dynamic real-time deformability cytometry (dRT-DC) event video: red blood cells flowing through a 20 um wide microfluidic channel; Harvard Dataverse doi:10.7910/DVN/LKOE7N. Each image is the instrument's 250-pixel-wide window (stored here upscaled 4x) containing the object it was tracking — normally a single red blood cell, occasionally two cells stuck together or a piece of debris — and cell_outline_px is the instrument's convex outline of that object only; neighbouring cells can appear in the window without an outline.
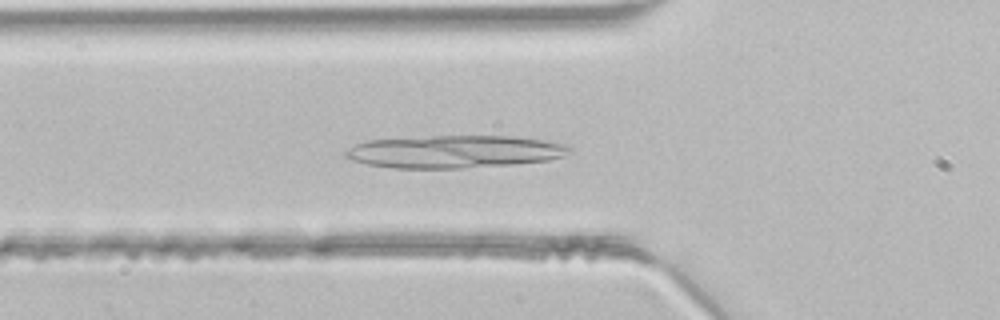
{"species": "common noctule bat (a hibernating species)", "species_latin": "Nyctalus noctula", "temperature_condition": "room temperature", "stored_images_in_passage": 45, "camera_frame_rate_fps": 3000, "um_per_image_px": 0.085, "animal": {"sex": "male", "body_mass_g": 21.5, "forearm_length_mm": 52.0}, "frame": {"image": 1, "passage_image": 15, "time_ms": 4.667, "image_size_px": [1000, 320], "cell_outline_px": [[572, 148], [564, 156], [548, 160], [508, 164], [460, 168], [396, 168], [368, 164], [352, 160], [344, 156], [344, 152], [348, 148], [356, 144], [368, 140], [432, 136], [512, 136], [568, 144]], "centroid_in_image_um": [38.61, 12.88], "position_along_channel_um": 87.2, "area_um2": 42.19}}
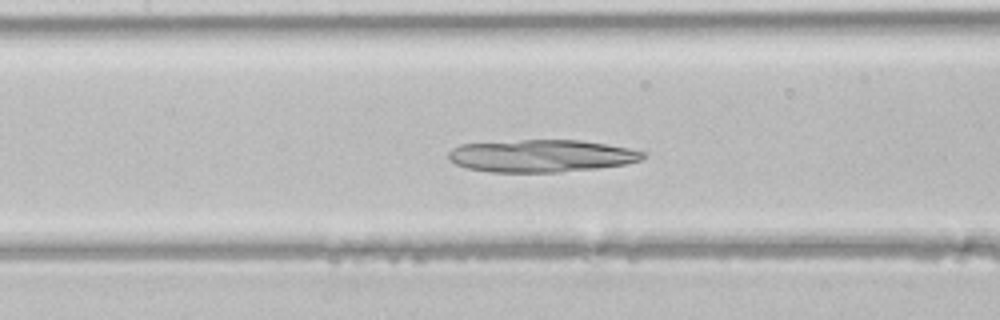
{"frame": {"image": 2, "passage_image": 20, "time_ms": 6.333, "image_size_px": [1000, 320], "cell_outline_px": [[644, 160], [624, 164], [596, 168], [560, 172], [488, 172], [468, 168], [456, 164], [448, 160], [448, 152], [452, 148], [460, 144], [524, 140], [580, 140], [628, 148], [644, 152]], "centroid_in_image_um": [45.98, 13.25], "position_along_channel_um": 161.4, "area_um2": 36.65}}
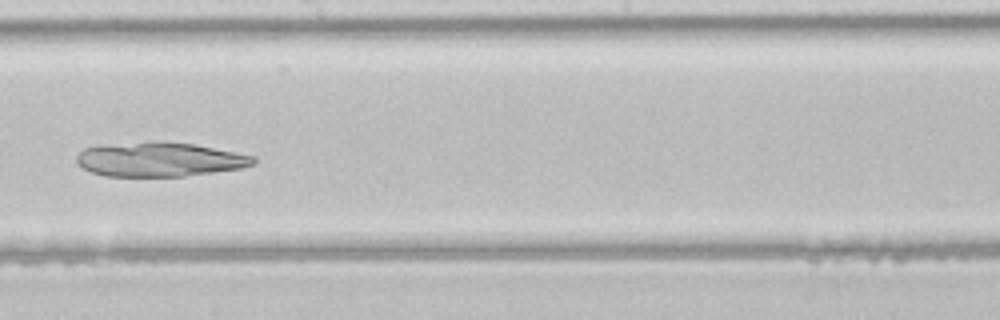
{"frame": {"image": 3, "passage_image": 25, "time_ms": 8.0, "image_size_px": [1000, 320], "cell_outline_px": [[256, 160], [252, 164], [240, 168], [184, 176], [104, 176], [92, 172], [76, 164], [76, 156], [84, 148], [100, 144], [152, 140], [160, 140], [192, 144], [256, 156]], "centroid_in_image_um": [13.48, 13.53], "position_along_channel_um": 234.7, "area_um2": 35.6}}